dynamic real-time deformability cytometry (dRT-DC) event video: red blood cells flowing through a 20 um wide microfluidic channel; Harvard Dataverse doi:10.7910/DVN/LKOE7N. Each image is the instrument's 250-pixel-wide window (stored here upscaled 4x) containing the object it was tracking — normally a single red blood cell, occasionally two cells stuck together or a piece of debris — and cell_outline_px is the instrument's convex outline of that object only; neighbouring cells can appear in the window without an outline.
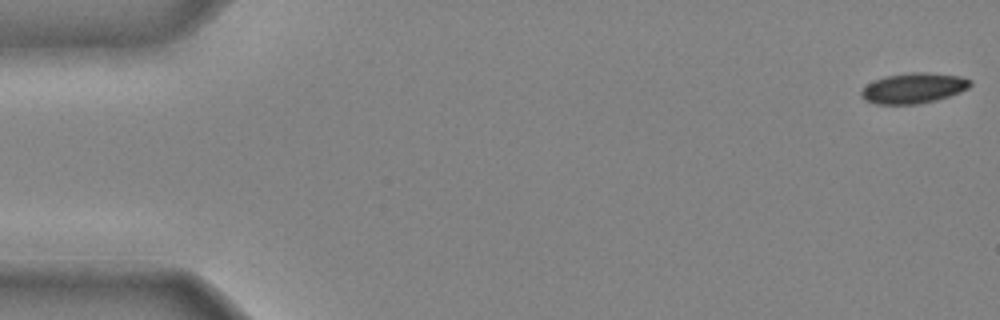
{"species": "common noctule bat (a hibernating species)", "species_latin": "Nyctalus noctula", "temperature_condition": "cold", "stored_images_in_passage": 7, "camera_frame_rate_fps": 3000, "um_per_image_px": 0.085, "animal": {"sex": "male", "body_mass_g": 20.4}, "frame": {"image": 1, "passage_image": 1, "time_ms": 0.0, "image_size_px": [1000, 320], "cell_outline_px": [[972, 84], [968, 88], [960, 92], [936, 100], [920, 104], [876, 104], [864, 100], [860, 96], [860, 92], [868, 84], [884, 76], [912, 72], [928, 72], [960, 76], [972, 80]], "centroid_in_image_um": [77.66, 7.49], "position_along_channel_um": 7.3, "area_um2": 19.36}}